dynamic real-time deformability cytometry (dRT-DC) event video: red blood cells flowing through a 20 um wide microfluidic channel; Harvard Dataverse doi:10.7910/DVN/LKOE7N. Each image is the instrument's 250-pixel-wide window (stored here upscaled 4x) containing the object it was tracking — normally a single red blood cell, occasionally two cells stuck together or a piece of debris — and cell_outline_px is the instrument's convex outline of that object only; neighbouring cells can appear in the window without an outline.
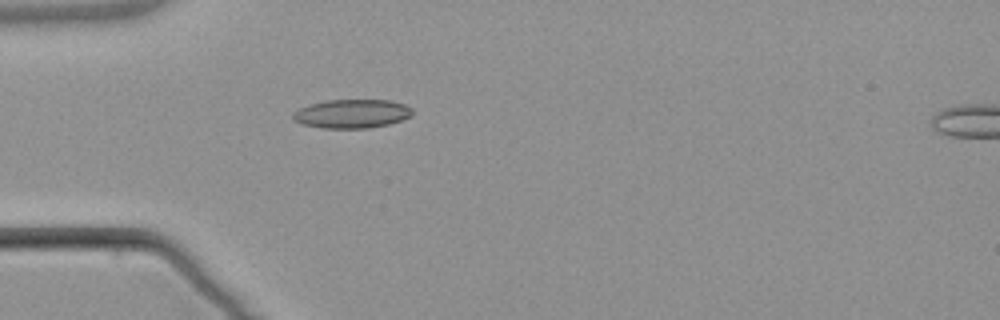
{"species": "common noctule bat (a hibernating species)", "species_latin": "Nyctalus noctula", "temperature_condition": "warm", "stored_images_in_passage": 3, "camera_frame_rate_fps": 3000, "um_per_image_px": 0.085, "animal": {"sex": "male", "body_mass_g": 21.5, "forearm_length_mm": 52.0}, "frame": {"image": 1, "passage_image": 2, "time_ms": 4.333, "image_size_px": [1000, 320], "cell_outline_px": [[412, 116], [388, 124], [368, 128], [320, 128], [304, 124], [292, 120], [292, 112], [308, 104], [328, 100], [388, 100], [404, 104], [412, 108]], "centroid_in_image_um": [29.88, 9.66], "position_along_channel_um": 55.1, "area_um2": 20.06}}